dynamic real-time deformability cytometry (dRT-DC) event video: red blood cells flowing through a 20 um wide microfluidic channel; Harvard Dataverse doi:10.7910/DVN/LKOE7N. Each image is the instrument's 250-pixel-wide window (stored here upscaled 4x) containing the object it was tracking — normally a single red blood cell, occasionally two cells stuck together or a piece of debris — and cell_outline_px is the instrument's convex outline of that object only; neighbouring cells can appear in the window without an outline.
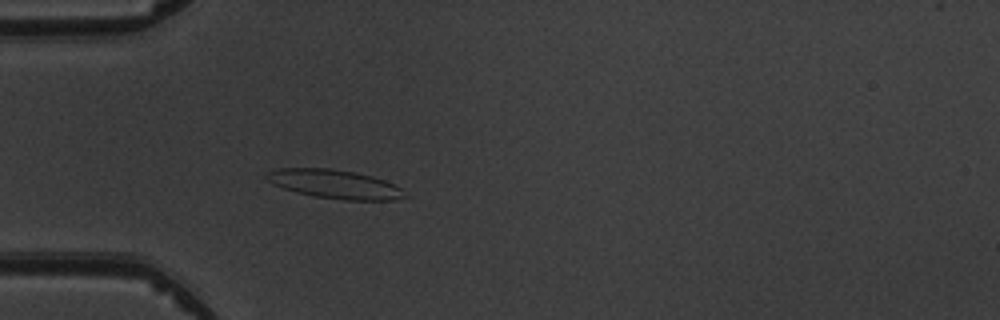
{"species": "common noctule bat (a hibernating species)", "species_latin": "Nyctalus noctula", "temperature_condition": "warm", "stored_images_in_passage": 4, "camera_frame_rate_fps": 3000, "um_per_image_px": 0.085, "animal": {"sex": "male", "body_mass_g": 19.5, "forearm_length_mm": 54.6}, "frame": {"image": 1, "passage_image": 4, "time_ms": 3.333, "image_size_px": [1000, 320], "cell_outline_px": [[408, 196], [392, 200], [344, 200], [312, 196], [296, 192], [272, 184], [264, 180], [264, 172], [280, 168], [332, 168], [356, 172], [372, 176], [396, 184]], "centroid_in_image_um": [28.4, 15.64], "position_along_channel_um": 56.6, "area_um2": 23.52}}